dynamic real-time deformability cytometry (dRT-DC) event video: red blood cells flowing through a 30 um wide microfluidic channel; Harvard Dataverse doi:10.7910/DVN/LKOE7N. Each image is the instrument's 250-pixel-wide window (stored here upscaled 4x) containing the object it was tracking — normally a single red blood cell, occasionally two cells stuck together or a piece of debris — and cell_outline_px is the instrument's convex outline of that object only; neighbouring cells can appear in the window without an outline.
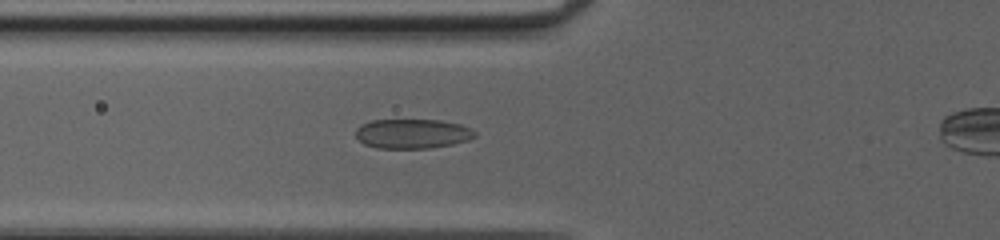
{"species": "common noctule bat (a hibernating species)", "species_latin": "Nyctalus noctula", "temperature_condition": "cold", "stored_images_in_passage": 43, "camera_frame_rate_fps": 3000, "um_per_image_px": 0.085, "animal": {"sex": "female", "body_mass_g": 20.0, "forearm_length_mm": 54.0}, "frame": {"image": 1, "passage_image": 16, "time_ms": 5.0, "image_size_px": [1000, 240], "cell_outline_px": [[476, 136], [468, 140], [452, 144], [428, 148], [376, 148], [364, 144], [356, 136], [356, 128], [360, 124], [372, 120], [440, 120], [460, 124], [476, 132]], "centroid_in_image_um": [35.03, 11.36], "position_along_channel_um": 90.8, "area_um2": 20.46}}
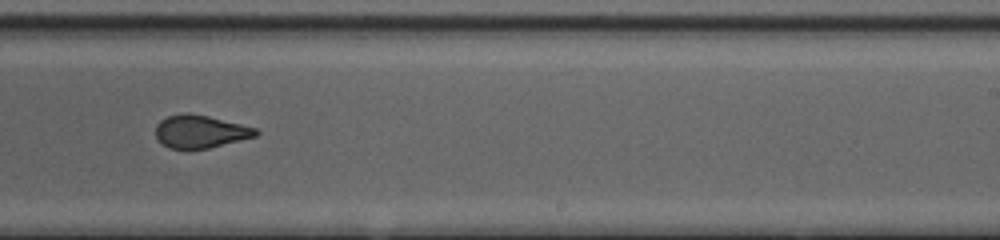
{"frame": {"image": 2, "passage_image": 29, "time_ms": 9.333, "image_size_px": [1000, 240], "cell_outline_px": [[260, 132], [256, 136], [208, 148], [168, 148], [156, 136], [156, 124], [160, 120], [168, 116], [184, 112], [188, 112], [208, 116], [256, 128]], "centroid_in_image_um": [17.01, 11.16], "position_along_channel_um": 272.0, "area_um2": 18.9}}
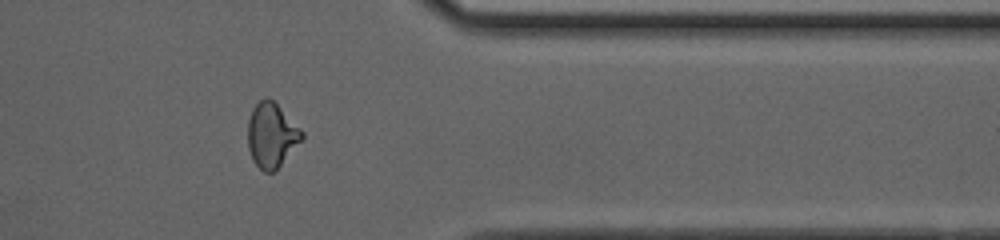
{"frame": {"image": 3, "passage_image": 38, "time_ms": 12.333, "image_size_px": [1000, 240], "cell_outline_px": [[304, 136], [280, 164], [272, 172], [264, 172], [252, 160], [248, 148], [248, 120], [252, 108], [260, 100], [272, 100], [304, 132]], "centroid_in_image_um": [23.05, 11.5], "position_along_channel_um": 388.4, "area_um2": 19.71}}